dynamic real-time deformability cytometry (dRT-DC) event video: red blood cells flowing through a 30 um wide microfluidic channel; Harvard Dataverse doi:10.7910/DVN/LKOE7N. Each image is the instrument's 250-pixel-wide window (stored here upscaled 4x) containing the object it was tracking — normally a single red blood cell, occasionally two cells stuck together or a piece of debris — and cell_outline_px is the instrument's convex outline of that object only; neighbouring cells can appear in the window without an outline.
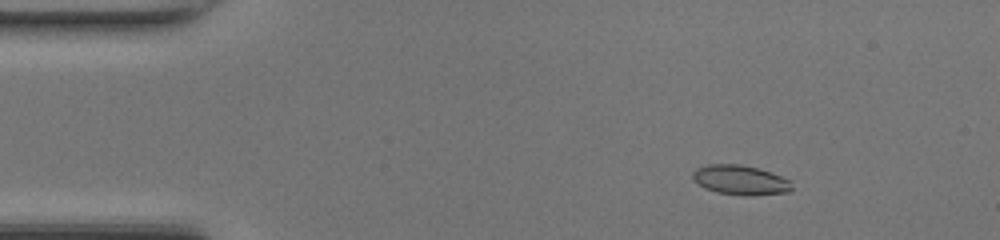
{"species": "common noctule bat (a hibernating species)", "species_latin": "Nyctalus noctula", "temperature_condition": "room temperature", "stored_images_in_passage": 48, "camera_frame_rate_fps": 3000, "um_per_image_px": 0.085, "animal": {"sex": "female", "body_mass_g": 17.0, "forearm_length_mm": 48.0}, "frame": {"image": 1, "passage_image": 7, "time_ms": 2.0, "image_size_px": [1000, 240], "cell_outline_px": [[792, 188], [788, 192], [752, 196], [744, 196], [716, 192], [704, 188], [692, 180], [692, 172], [696, 168], [708, 164], [740, 164], [756, 168], [780, 176], [788, 180]], "centroid_in_image_um": [62.86, 15.31], "position_along_channel_um": 22.1, "area_um2": 17.11}}
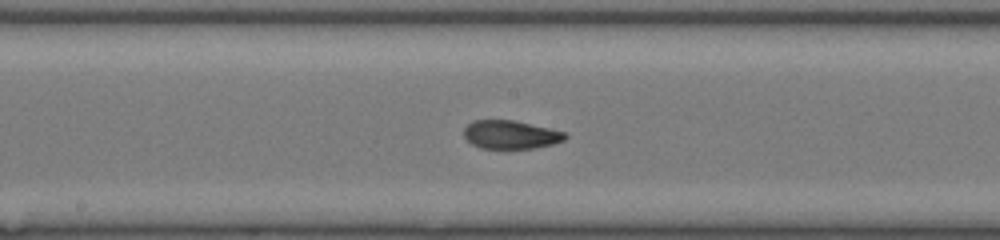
{"frame": {"image": 2, "passage_image": 25, "time_ms": 8.0, "image_size_px": [1000, 240], "cell_outline_px": [[568, 136], [564, 140], [552, 144], [532, 148], [480, 148], [472, 144], [464, 136], [464, 128], [472, 120], [512, 120], [568, 132]], "centroid_in_image_um": [43.42, 11.44], "position_along_channel_um": 204.8, "area_um2": 16.7}}
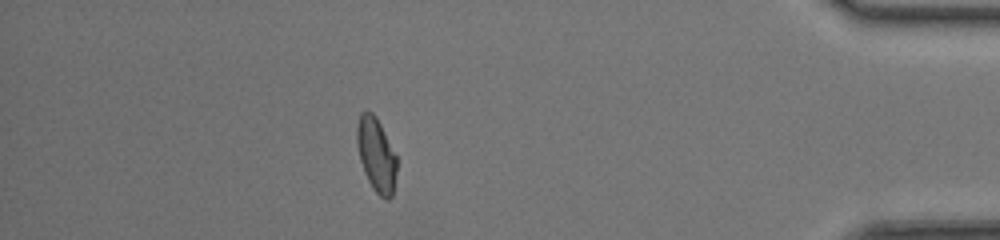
{"frame": {"image": 3, "passage_image": 42, "time_ms": 13.667, "image_size_px": [1000, 240], "cell_outline_px": [[396, 172], [392, 196], [388, 200], [384, 200], [372, 188], [364, 172], [360, 160], [356, 144], [356, 128], [360, 112], [372, 112], [376, 116], [396, 156]], "centroid_in_image_um": [31.96, 13.17], "position_along_channel_um": 403.2, "area_um2": 17.11}, "authors_computed_cell_mechanics": {"area_um2": 17.1377, "velocity_mm_per_s": 4.3862, "shape_relaxation_time_tau1_ms": null, "shape_relaxation_time_tau2_ms": 1.5151, "deformation_change_tau1": null, "deformation_change_tau2": 0.0697}}